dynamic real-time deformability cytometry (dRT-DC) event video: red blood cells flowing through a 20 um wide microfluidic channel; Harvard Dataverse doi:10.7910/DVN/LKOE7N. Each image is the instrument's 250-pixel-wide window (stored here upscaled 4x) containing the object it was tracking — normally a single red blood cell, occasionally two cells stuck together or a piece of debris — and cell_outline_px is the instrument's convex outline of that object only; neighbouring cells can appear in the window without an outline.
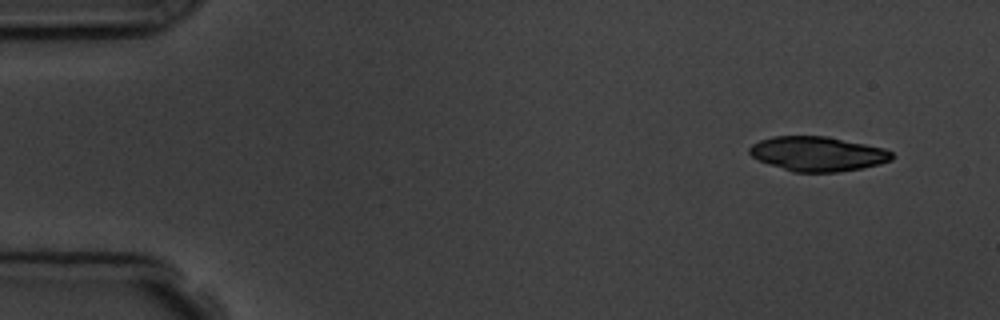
{"species": "common noctule bat (a hibernating species)", "species_latin": "Nyctalus noctula", "temperature_condition": "room temperature", "stored_images_in_passage": 2, "camera_frame_rate_fps": 3000, "um_per_image_px": 0.085, "animal": {"sex": "male", "body_mass_g": 19.5, "forearm_length_mm": 54.6}, "frame": {"image": 1, "passage_image": 2, "time_ms": 1.333, "image_size_px": [1000, 320], "cell_outline_px": [[892, 160], [880, 164], [840, 172], [792, 172], [768, 164], [752, 156], [748, 152], [748, 148], [752, 144], [760, 140], [772, 136], [828, 136], [884, 148], [892, 152]], "centroid_in_image_um": [69.48, 13.07], "position_along_channel_um": 15.5, "area_um2": 28.78}}